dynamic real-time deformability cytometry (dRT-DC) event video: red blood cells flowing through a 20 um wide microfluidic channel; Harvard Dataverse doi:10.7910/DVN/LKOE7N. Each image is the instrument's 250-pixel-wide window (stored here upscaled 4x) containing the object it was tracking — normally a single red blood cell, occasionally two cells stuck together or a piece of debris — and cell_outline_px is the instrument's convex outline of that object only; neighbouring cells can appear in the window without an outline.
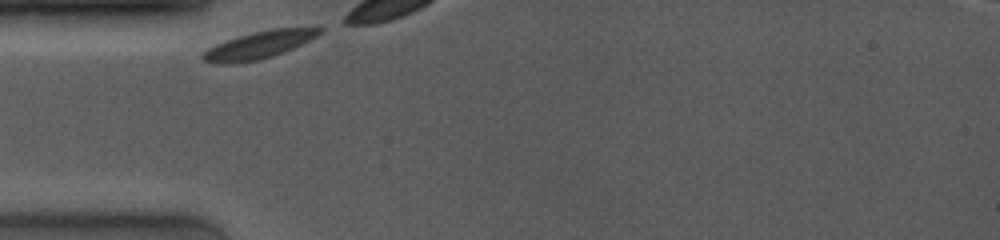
{"species": "common noctule bat (a hibernating species)", "species_latin": "Nyctalus noctula", "temperature_condition": "room temperature", "stored_images_in_passage": 5, "camera_frame_rate_fps": 4000, "um_per_image_px": 0.085, "animal": {"sex": "female", "body_mass_g": 19.0, "forearm_length_mm": 53.3}, "frame": {"image": 1, "passage_image": 1, "time_ms": 0.0, "image_size_px": [1000, 240], "cell_outline_px": [[324, 28], [316, 36], [284, 52], [272, 56], [256, 60], [232, 64], [216, 64], [204, 60], [200, 56], [208, 48], [216, 44], [252, 32], [272, 28]], "centroid_in_image_um": [21.95, 3.83], "position_along_channel_um": 63.1, "area_um2": 18.21}}